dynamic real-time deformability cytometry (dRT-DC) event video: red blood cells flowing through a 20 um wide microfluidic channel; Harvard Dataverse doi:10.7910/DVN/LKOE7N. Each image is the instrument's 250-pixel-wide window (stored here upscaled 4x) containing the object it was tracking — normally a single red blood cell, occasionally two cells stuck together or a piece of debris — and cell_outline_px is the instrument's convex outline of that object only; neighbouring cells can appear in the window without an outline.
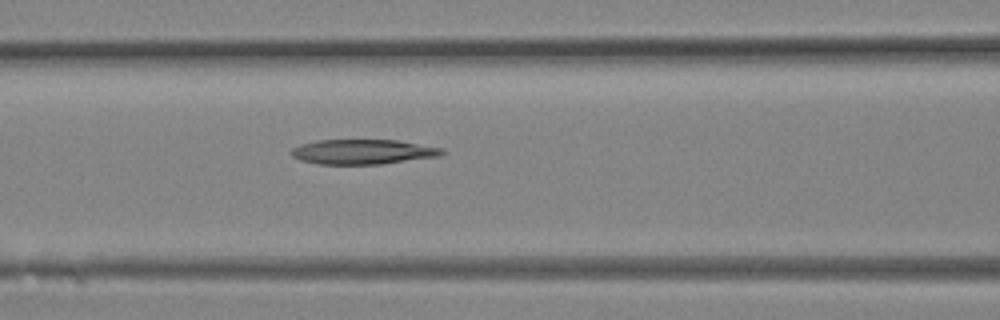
{"species": "Egyptian fruit bat (a non-hibernating species)", "species_latin": "Rousettus aegyptiacus", "temperature_condition": "room temperature", "stored_images_in_passage": 19, "camera_frame_rate_fps": 3000, "um_per_image_px": 0.085, "animal": {"sex": "female"}, "frame": {"image": 1, "passage_image": 12, "time_ms": 3.667, "image_size_px": [1000, 320], "cell_outline_px": [[448, 152], [440, 156], [380, 164], [316, 164], [300, 160], [292, 156], [288, 152], [292, 148], [300, 144], [316, 140], [396, 140], [444, 148]], "centroid_in_image_um": [30.83, 12.9], "position_along_channel_um": 135.8, "area_um2": 22.02}}
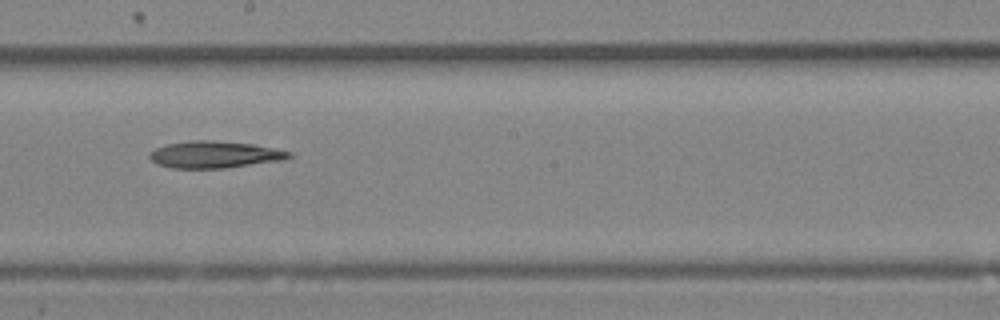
{"frame": {"image": 2, "passage_image": 16, "time_ms": 5.0, "image_size_px": [1000, 320], "cell_outline_px": [[292, 156], [284, 160], [224, 168], [172, 168], [156, 164], [148, 156], [148, 152], [156, 148], [168, 144], [192, 140], [208, 140], [252, 144], [292, 152]], "centroid_in_image_um": [18.21, 13.14], "position_along_channel_um": 230.0, "area_um2": 21.73}}
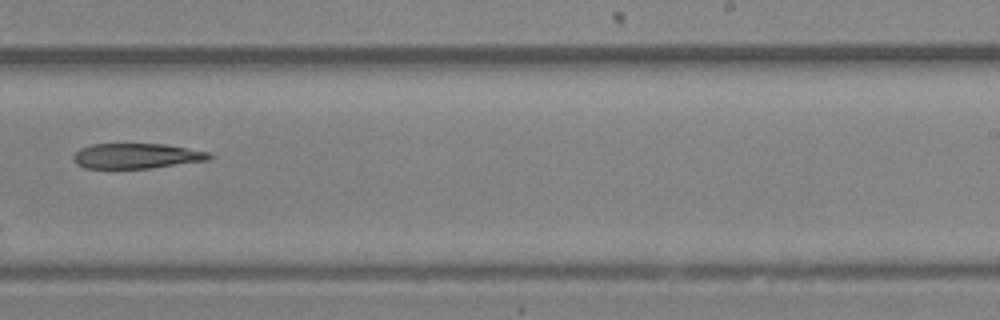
{"frame": {"image": 3, "passage_image": 18, "time_ms": 5.667, "image_size_px": [1000, 320], "cell_outline_px": [[212, 160], [148, 168], [84, 168], [76, 164], [72, 160], [72, 156], [80, 148], [92, 144], [164, 144], [212, 152]], "centroid_in_image_um": [11.63, 13.25], "position_along_channel_um": 277.4, "area_um2": 20.11}}